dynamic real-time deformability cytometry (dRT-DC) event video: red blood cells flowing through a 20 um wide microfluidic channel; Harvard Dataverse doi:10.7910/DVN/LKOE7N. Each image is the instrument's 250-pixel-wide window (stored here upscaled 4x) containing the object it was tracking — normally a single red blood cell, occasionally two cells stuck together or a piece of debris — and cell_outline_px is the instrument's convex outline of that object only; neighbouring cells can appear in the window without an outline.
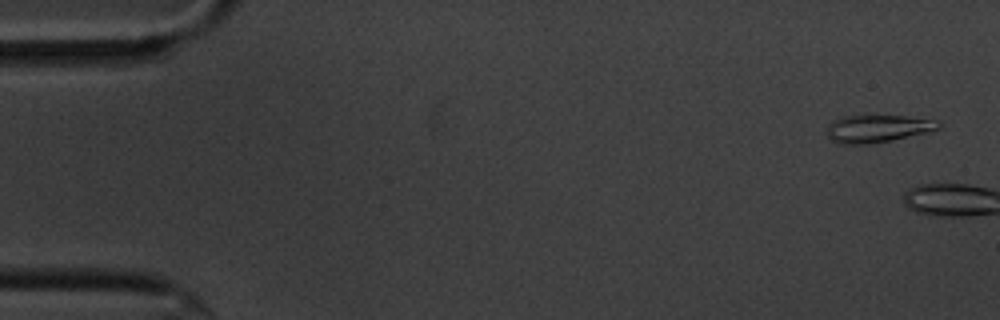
{"species": "common noctule bat (a hibernating species)", "species_latin": "Nyctalus noctula", "temperature_condition": "cold", "stored_images_in_passage": 3, "camera_frame_rate_fps": 3000, "um_per_image_px": 0.085, "animal": {"sex": "male", "body_mass_g": 20.1, "forearm_length_mm": 53.5}, "frame": {"image": 1, "passage_image": 1, "time_ms": 0.0, "image_size_px": [1000, 320], "cell_outline_px": [[940, 128], [928, 132], [892, 140], [868, 144], [840, 144], [832, 140], [824, 132], [828, 124], [832, 120], [844, 116], [904, 116], [940, 120]], "centroid_in_image_um": [74.57, 10.93], "position_along_channel_um": 10.4, "area_um2": 18.03}}